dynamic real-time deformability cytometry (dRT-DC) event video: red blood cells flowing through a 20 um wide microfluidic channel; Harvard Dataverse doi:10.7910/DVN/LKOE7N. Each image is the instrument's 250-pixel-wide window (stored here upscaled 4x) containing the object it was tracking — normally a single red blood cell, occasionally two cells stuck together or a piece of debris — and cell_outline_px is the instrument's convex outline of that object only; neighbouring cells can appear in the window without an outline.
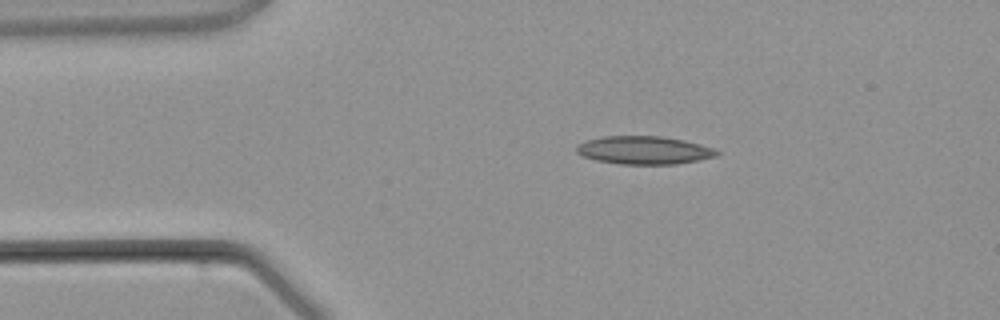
{"species": "common noctule bat (a hibernating species)", "species_latin": "Nyctalus noctula", "temperature_condition": "warm", "stored_images_in_passage": 3, "camera_frame_rate_fps": 3000, "um_per_image_px": 0.085, "animal": {"sex": "male", "body_mass_g": 21.5, "forearm_length_mm": 52.0}, "frame": {"image": 1, "passage_image": 2, "time_ms": 1.333, "image_size_px": [1000, 320], "cell_outline_px": [[720, 152], [716, 156], [676, 164], [620, 164], [596, 160], [584, 156], [576, 152], [576, 144], [584, 140], [604, 136], [660, 136], [684, 140], [700, 144], [712, 148]], "centroid_in_image_um": [54.69, 12.76], "position_along_channel_um": 30.3, "area_um2": 22.89}}